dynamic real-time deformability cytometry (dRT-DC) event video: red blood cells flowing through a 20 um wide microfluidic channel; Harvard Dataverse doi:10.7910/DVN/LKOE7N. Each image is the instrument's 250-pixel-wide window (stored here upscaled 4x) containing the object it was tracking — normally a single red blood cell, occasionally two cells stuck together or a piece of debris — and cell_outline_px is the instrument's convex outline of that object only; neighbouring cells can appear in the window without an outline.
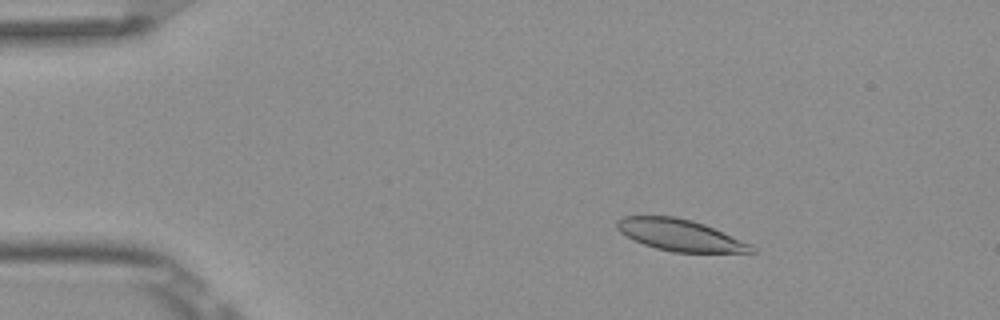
{"species": "Egyptian fruit bat (a non-hibernating species)", "species_latin": "Rousettus aegyptiacus", "temperature_condition": "room temperature", "stored_images_in_passage": 50, "camera_frame_rate_fps": 3000, "um_per_image_px": 0.085, "frame": {"image": 1, "passage_image": 6, "time_ms": 1.667, "image_size_px": [1000, 320], "cell_outline_px": [[756, 252], [672, 252], [656, 248], [644, 244], [620, 232], [616, 228], [616, 220], [624, 216], [676, 216], [692, 220], [704, 224], [752, 244], [756, 248]], "centroid_in_image_um": [57.81, 19.98], "position_along_channel_um": 27.2, "area_um2": 24.62}}
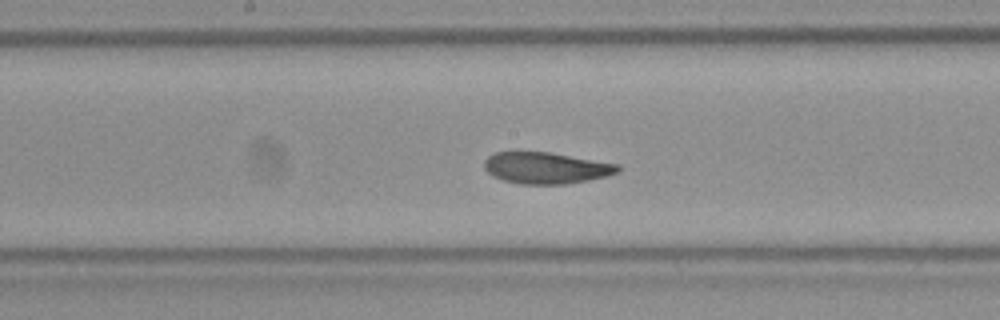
{"frame": {"image": 2, "passage_image": 25, "time_ms": 8.0, "image_size_px": [1000, 320], "cell_outline_px": [[620, 172], [588, 180], [564, 184], [520, 184], [504, 180], [492, 176], [484, 168], [484, 160], [488, 156], [496, 152], [516, 148], [548, 152], [620, 164]], "centroid_in_image_um": [46.34, 14.23], "position_along_channel_um": 201.9, "area_um2": 25.14}}
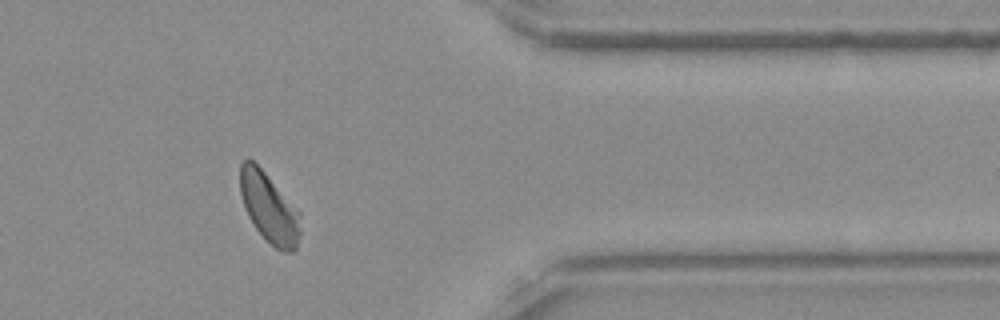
{"frame": {"image": 3, "passage_image": 41, "time_ms": 13.333, "image_size_px": [1000, 320], "cell_outline_px": [[300, 232], [296, 248], [292, 252], [284, 252], [276, 248], [252, 224], [244, 208], [240, 192], [240, 164], [244, 160], [252, 160], [264, 172], [300, 212]], "centroid_in_image_um": [22.87, 17.68], "position_along_channel_um": 388.5, "area_um2": 24.1}, "authors_computed_cell_mechanics": {"area_um2": 25.2008, "velocity_mm_per_s": 3.8355, "shape_relaxation_time_tau1_ms": 7.7554, "shape_relaxation_time_tau2_ms": 1.6445, "deformation_change_tau1": 0.1581, "deformation_change_tau2": 0.0623}}